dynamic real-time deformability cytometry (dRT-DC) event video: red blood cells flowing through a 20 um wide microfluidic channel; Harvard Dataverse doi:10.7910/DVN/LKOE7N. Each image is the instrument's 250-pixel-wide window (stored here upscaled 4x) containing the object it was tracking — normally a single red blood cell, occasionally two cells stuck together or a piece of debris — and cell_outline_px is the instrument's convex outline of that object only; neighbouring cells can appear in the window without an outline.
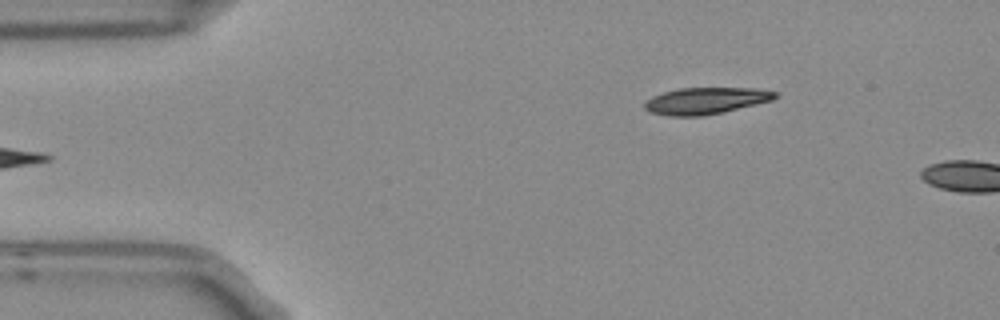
{"species": "Egyptian fruit bat (a non-hibernating species)", "species_latin": "Rousettus aegyptiacus", "temperature_condition": "room temperature", "stored_images_in_passage": 4, "camera_frame_rate_fps": 3000, "um_per_image_px": 0.085, "frame": {"image": 1, "passage_image": 4, "time_ms": 1.0, "image_size_px": [1000, 320], "cell_outline_px": [[780, 96], [772, 100], [724, 112], [704, 116], [668, 116], [648, 112], [644, 108], [644, 100], [652, 96], [664, 92], [680, 88], [756, 88], [776, 92]], "centroid_in_image_um": [59.96, 8.57], "position_along_channel_um": 25.0, "area_um2": 20.46}}